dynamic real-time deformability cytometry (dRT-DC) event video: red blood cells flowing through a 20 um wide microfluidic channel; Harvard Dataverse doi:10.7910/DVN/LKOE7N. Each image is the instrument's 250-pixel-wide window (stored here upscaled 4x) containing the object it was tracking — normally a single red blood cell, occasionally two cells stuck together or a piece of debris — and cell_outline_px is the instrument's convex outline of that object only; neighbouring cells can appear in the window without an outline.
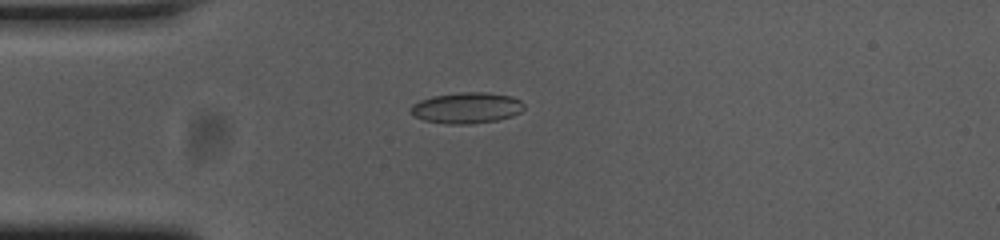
{"species": "common noctule bat (a hibernating species)", "species_latin": "Nyctalus noctula", "temperature_condition": "cold", "stored_images_in_passage": 42, "camera_frame_rate_fps": 3000, "um_per_image_px": 0.085, "animal": {"sex": "female", "body_mass_g": 23.0, "forearm_length_mm": 53.4}, "frame": {"image": 1, "passage_image": 2, "time_ms": 0.333, "image_size_px": [1000, 240], "cell_outline_px": [[524, 108], [520, 112], [512, 116], [496, 120], [468, 124], [448, 124], [424, 120], [416, 116], [412, 112], [412, 104], [420, 100], [432, 96], [460, 92], [484, 92], [512, 96], [520, 100], [524, 104]], "centroid_in_image_um": [39.69, 9.16], "position_along_channel_um": 45.3, "area_um2": 20.29}}
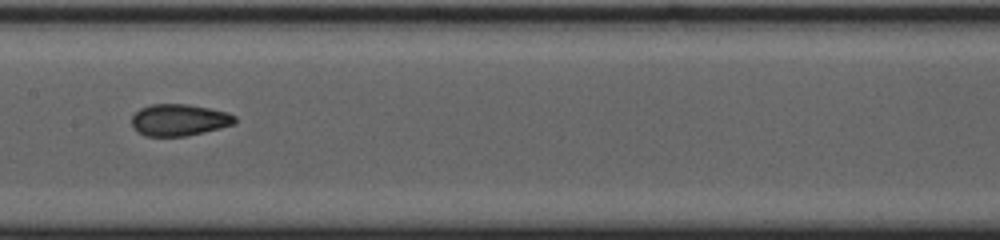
{"frame": {"image": 2, "passage_image": 15, "time_ms": 4.667, "image_size_px": [1000, 240], "cell_outline_px": [[236, 120], [232, 124], [220, 128], [204, 132], [184, 136], [144, 136], [132, 124], [132, 116], [140, 108], [152, 104], [188, 104], [228, 112], [236, 116]], "centroid_in_image_um": [15.24, 10.19], "position_along_channel_um": 192.2, "area_um2": 18.9}}
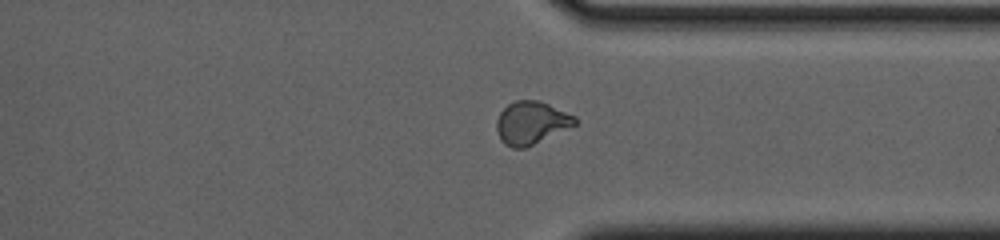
{"frame": {"image": 3, "passage_image": 29, "time_ms": 9.333, "image_size_px": [1000, 240], "cell_outline_px": [[576, 124], [524, 148], [512, 148], [504, 144], [500, 140], [496, 128], [496, 120], [500, 112], [508, 104], [516, 100], [540, 100], [576, 116]], "centroid_in_image_um": [45.12, 10.42], "position_along_channel_um": 366.3, "area_um2": 19.42}, "authors_computed_cell_mechanics": {"area_um2": 19.3919, "velocity_mm_per_s": 3.7489, "shape_relaxation_time_tau1_ms": null, "shape_relaxation_time_tau2_ms": 1.2827, "deformation_change_tau1": null, "deformation_change_tau2": 0.0652}}